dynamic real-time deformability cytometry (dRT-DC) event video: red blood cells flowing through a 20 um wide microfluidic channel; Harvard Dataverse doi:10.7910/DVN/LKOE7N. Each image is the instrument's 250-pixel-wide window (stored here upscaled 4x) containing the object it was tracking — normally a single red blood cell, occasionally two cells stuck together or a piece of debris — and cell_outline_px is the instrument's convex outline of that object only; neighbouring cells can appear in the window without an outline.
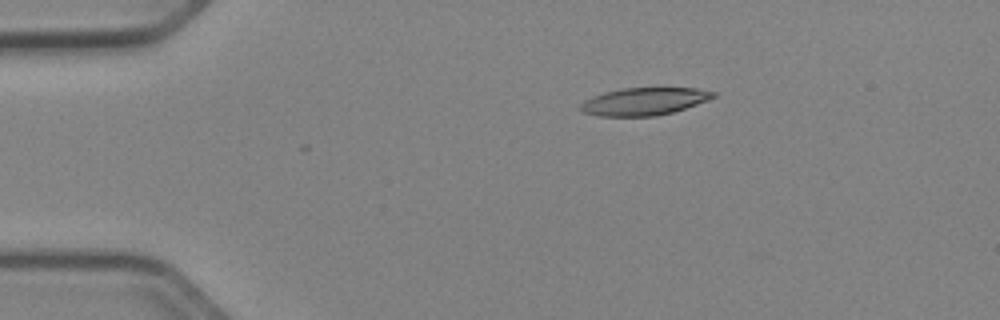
{"species": "Egyptian fruit bat (a non-hibernating species)", "species_latin": "Rousettus aegyptiacus", "temperature_condition": "cold", "stored_images_in_passage": 43, "camera_frame_rate_fps": 3000, "um_per_image_px": 0.085, "animal": {"sex": "female"}, "frame": {"image": 1, "passage_image": 1, "time_ms": 0.0, "image_size_px": [1000, 320], "cell_outline_px": [[716, 96], [708, 100], [672, 112], [656, 116], [600, 116], [584, 112], [580, 108], [580, 104], [584, 100], [592, 96], [604, 92], [620, 88], [696, 88], [716, 92]], "centroid_in_image_um": [54.74, 8.61], "position_along_channel_um": 30.3, "area_um2": 21.21}}
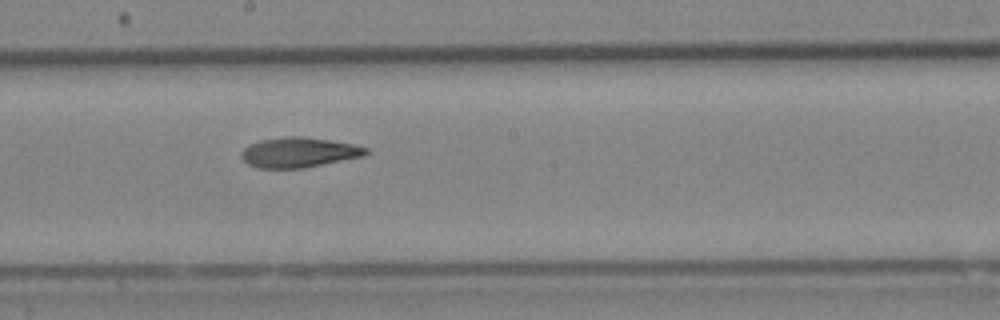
{"frame": {"image": 2, "passage_image": 20, "time_ms": 6.333, "image_size_px": [1000, 320], "cell_outline_px": [[368, 152], [364, 156], [304, 168], [256, 168], [248, 164], [240, 156], [240, 152], [248, 144], [260, 140], [284, 136], [300, 136], [328, 140], [352, 144], [368, 148]], "centroid_in_image_um": [25.36, 12.95], "position_along_channel_um": 222.8, "area_um2": 21.85}}
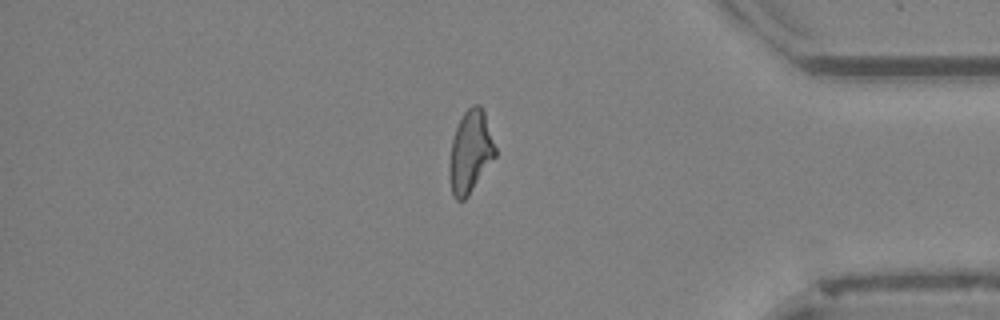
{"frame": {"image": 3, "passage_image": 35, "time_ms": 11.333, "image_size_px": [1000, 320], "cell_outline_px": [[496, 156], [468, 196], [464, 200], [456, 200], [452, 192], [448, 176], [448, 168], [452, 140], [456, 128], [464, 112], [472, 104], [480, 104], [484, 112], [496, 148]], "centroid_in_image_um": [39.97, 12.92], "position_along_channel_um": 395.2, "area_um2": 21.96}, "authors_computed_cell_mechanics": {"area_um2": 22.0796, "velocity_mm_per_s": 3.9718, "shape_relaxation_time_tau1_ms": null, "shape_relaxation_time_tau2_ms": 6.4493, "deformation_change_tau1": null, "deformation_change_tau2": 0.1646}}